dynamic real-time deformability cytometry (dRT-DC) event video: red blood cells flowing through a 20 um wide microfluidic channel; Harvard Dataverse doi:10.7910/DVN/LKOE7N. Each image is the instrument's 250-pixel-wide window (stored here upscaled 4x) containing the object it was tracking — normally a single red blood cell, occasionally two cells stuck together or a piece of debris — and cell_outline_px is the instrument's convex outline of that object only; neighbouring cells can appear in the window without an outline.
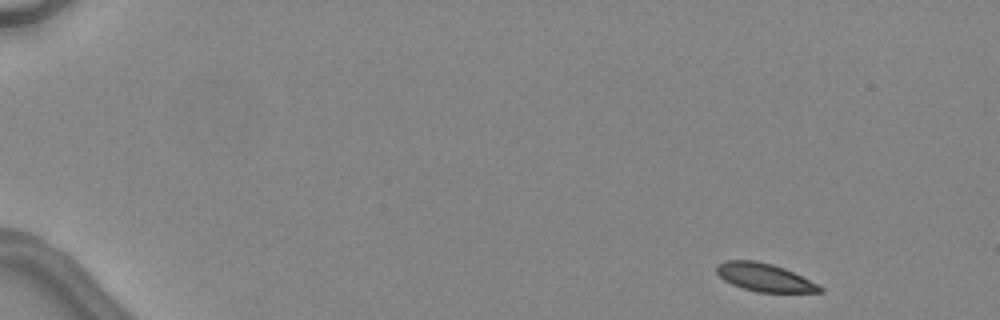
{"species": "common noctule bat (a hibernating species)", "species_latin": "Nyctalus noctula", "temperature_condition": "warm", "stored_images_in_passage": 5, "camera_frame_rate_fps": 3000, "um_per_image_px": 0.085, "animal": {"sex": "female", "body_mass_g": 24.6, "forearm_length_mm": 56.2}, "frame": {"image": 1, "passage_image": 1, "time_ms": 0.0, "image_size_px": [1000, 320], "cell_outline_px": [[824, 292], [756, 292], [732, 284], [724, 280], [716, 272], [716, 264], [724, 260], [756, 260], [772, 264], [784, 268], [824, 288]], "centroid_in_image_um": [64.93, 23.56], "position_along_channel_um": 20.1, "area_um2": 16.7}}
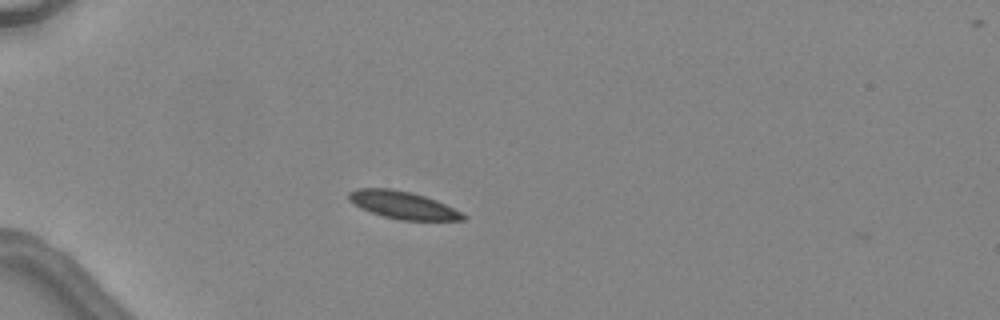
{"frame": {"image": 2, "passage_image": 4, "time_ms": 3.333, "image_size_px": [1000, 320], "cell_outline_px": [[468, 216], [464, 220], [400, 220], [384, 216], [360, 208], [348, 200], [348, 192], [356, 188], [392, 188], [412, 192], [436, 200]], "centroid_in_image_um": [34.21, 17.41], "position_along_channel_um": 50.8, "area_um2": 18.26}}